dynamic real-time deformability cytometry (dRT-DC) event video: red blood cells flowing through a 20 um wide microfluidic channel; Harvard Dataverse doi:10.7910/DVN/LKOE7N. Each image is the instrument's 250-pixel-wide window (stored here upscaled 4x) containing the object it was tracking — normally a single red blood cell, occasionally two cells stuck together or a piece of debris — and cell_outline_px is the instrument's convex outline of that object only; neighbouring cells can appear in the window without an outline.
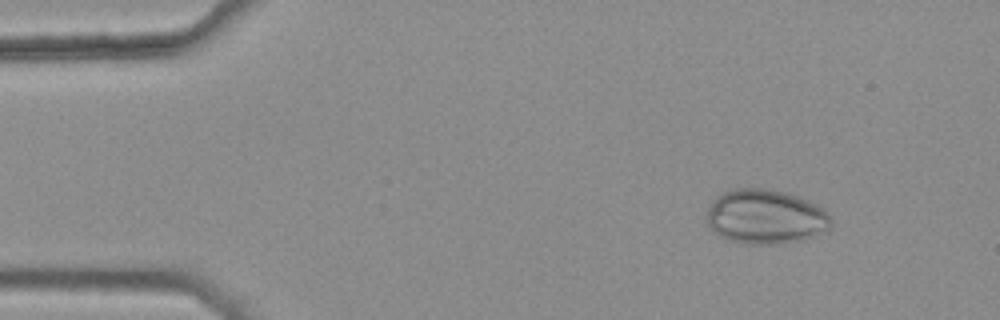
{"species": "common noctule bat (a hibernating species)", "species_latin": "Nyctalus noctula", "temperature_condition": "warm", "stored_images_in_passage": 6, "camera_frame_rate_fps": 3000, "um_per_image_px": 0.085, "animal": {"sex": "female", "body_mass_g": 25.1}, "frame": {"image": 1, "passage_image": 2, "time_ms": 0.333, "image_size_px": [1000, 320], "cell_outline_px": [[832, 228], [828, 232], [804, 240], [780, 244], [744, 244], [728, 240], [720, 236], [708, 228], [704, 220], [708, 208], [712, 200], [716, 196], [732, 188], [764, 188], [784, 192], [820, 204], [828, 212], [832, 220]], "centroid_in_image_um": [65.09, 18.44], "position_along_channel_um": 19.9, "area_um2": 40.63}}
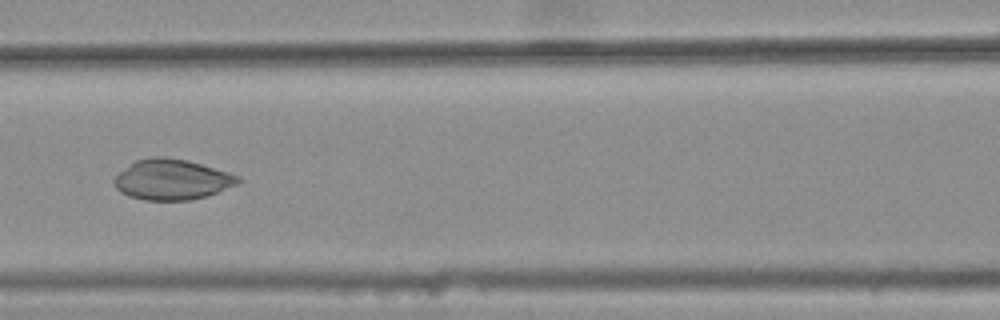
{"frame": {"image": 2, "passage_image": 6, "time_ms": 1.667, "image_size_px": [1000, 320], "cell_outline_px": [[240, 180], [236, 184], [208, 196], [192, 200], [144, 200], [128, 196], [120, 192], [116, 188], [112, 180], [120, 172], [136, 160], [152, 156], [164, 156], [188, 160], [228, 172], [240, 176]], "centroid_in_image_um": [14.6, 15.26], "position_along_channel_um": 152.0, "area_um2": 29.25}}